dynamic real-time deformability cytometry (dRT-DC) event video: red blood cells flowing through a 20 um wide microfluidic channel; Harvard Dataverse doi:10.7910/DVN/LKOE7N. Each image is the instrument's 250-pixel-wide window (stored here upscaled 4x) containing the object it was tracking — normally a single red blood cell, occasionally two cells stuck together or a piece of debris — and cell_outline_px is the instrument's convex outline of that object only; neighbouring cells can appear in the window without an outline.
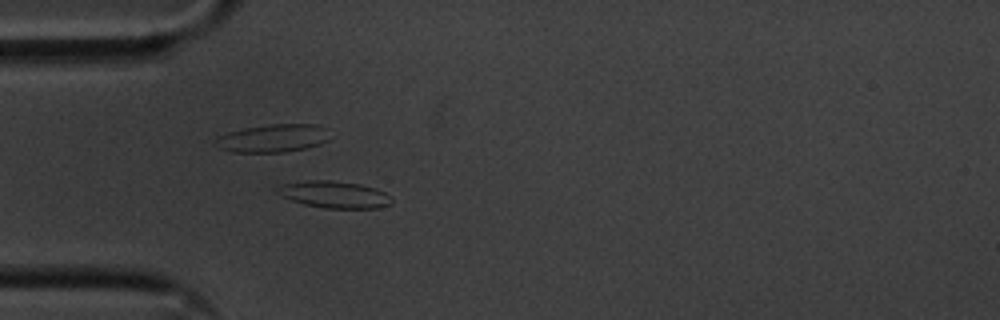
{"species": "common noctule bat (a hibernating species)", "species_latin": "Nyctalus noctula", "temperature_condition": "cold", "stored_images_in_passage": 39, "camera_frame_rate_fps": 3000, "um_per_image_px": 0.085, "animal": {"sex": "male", "body_mass_g": 20.1, "forearm_length_mm": 53.5}, "frame": {"image": 1, "passage_image": 3, "time_ms": 0.667, "image_size_px": [1000, 320], "cell_outline_px": [[392, 204], [380, 208], [324, 208], [304, 204], [280, 196], [276, 192], [276, 188], [280, 184], [308, 180], [332, 180], [360, 184], [376, 188], [392, 196]], "centroid_in_image_um": [28.42, 16.53], "position_along_channel_um": 56.6, "area_um2": 18.15}}
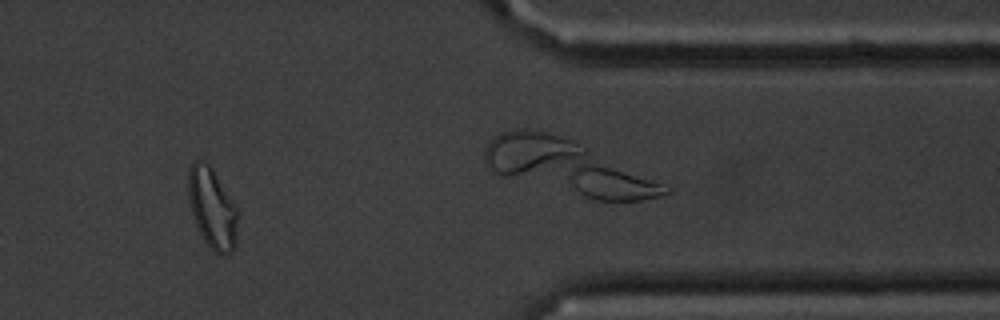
{"frame": {"image": 2, "passage_image": 29, "time_ms": 9.333, "image_size_px": [1000, 320], "cell_outline_px": [[240, 212], [236, 240], [232, 252], [216, 252], [204, 240], [196, 224], [192, 212], [188, 196], [188, 168], [196, 160], [200, 160], [208, 164], [212, 168], [236, 204]], "centroid_in_image_um": [18.07, 17.66], "position_along_channel_um": 393.3, "area_um2": 23.18}, "authors_computed_cell_mechanics": {"area_um2": 16.8776, "velocity_mm_per_s": 3.548, "shape_relaxation_time_tau1_ms": 9.4204, "shape_relaxation_time_tau2_ms": null, "deformation_change_tau1": 0.2145, "deformation_change_tau2": null}}